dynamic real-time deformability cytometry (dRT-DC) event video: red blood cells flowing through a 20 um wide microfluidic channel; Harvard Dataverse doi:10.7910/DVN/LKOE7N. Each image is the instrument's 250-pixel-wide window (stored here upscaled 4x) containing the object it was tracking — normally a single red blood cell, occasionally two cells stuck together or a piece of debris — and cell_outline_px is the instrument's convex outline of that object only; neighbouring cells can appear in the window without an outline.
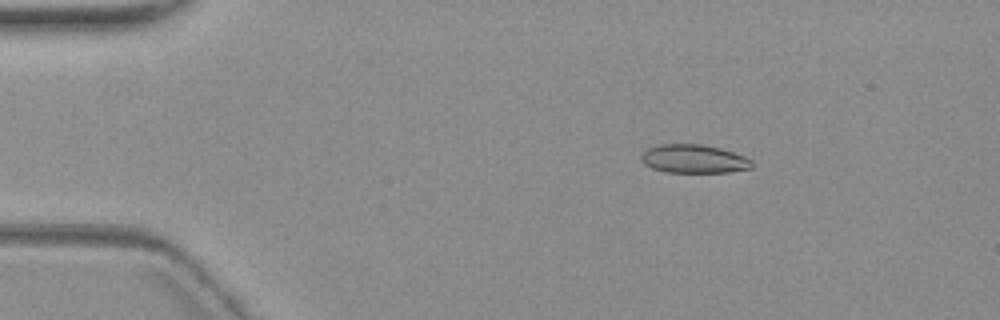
{"species": "common noctule bat (a hibernating species)", "species_latin": "Nyctalus noctula", "temperature_condition": "warm", "stored_images_in_passage": 6, "camera_frame_rate_fps": 3000, "um_per_image_px": 0.085, "animal": {"sex": "female", "body_mass_g": 19.3, "forearm_length_mm": 54.1}, "frame": {"image": 1, "passage_image": 3, "time_ms": 2.333, "image_size_px": [1000, 320], "cell_outline_px": [[752, 168], [728, 172], [664, 172], [652, 168], [644, 164], [640, 160], [640, 156], [648, 148], [656, 144], [700, 144], [720, 148], [744, 156], [752, 160]], "centroid_in_image_um": [58.94, 13.5], "position_along_channel_um": 26.1, "area_um2": 18.44}}
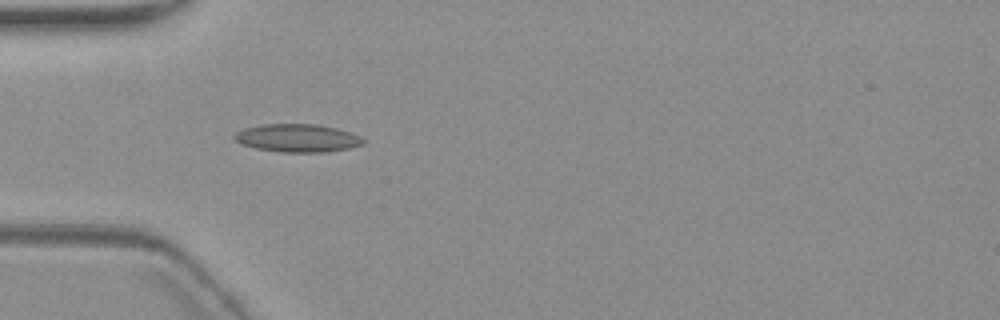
{"frame": {"image": 2, "passage_image": 5, "time_ms": 5.333, "image_size_px": [1000, 320], "cell_outline_px": [[364, 144], [348, 148], [324, 152], [280, 152], [256, 148], [240, 144], [232, 136], [236, 132], [244, 128], [264, 124], [316, 124], [336, 128], [352, 132], [360, 136], [364, 140]], "centroid_in_image_um": [25.27, 11.73], "position_along_channel_um": 59.7, "area_um2": 21.04}}
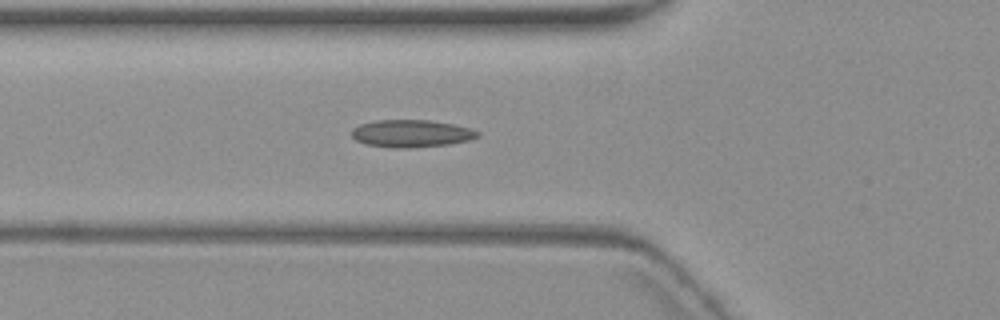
{"frame": {"image": 3, "passage_image": 6, "time_ms": 6.333, "image_size_px": [1000, 320], "cell_outline_px": [[480, 136], [472, 140], [448, 144], [408, 148], [392, 148], [364, 144], [356, 140], [352, 136], [352, 128], [360, 124], [376, 120], [428, 120], [452, 124], [472, 128], [480, 132]], "centroid_in_image_um": [34.98, 11.35], "position_along_channel_um": 90.8, "area_um2": 20.29}}